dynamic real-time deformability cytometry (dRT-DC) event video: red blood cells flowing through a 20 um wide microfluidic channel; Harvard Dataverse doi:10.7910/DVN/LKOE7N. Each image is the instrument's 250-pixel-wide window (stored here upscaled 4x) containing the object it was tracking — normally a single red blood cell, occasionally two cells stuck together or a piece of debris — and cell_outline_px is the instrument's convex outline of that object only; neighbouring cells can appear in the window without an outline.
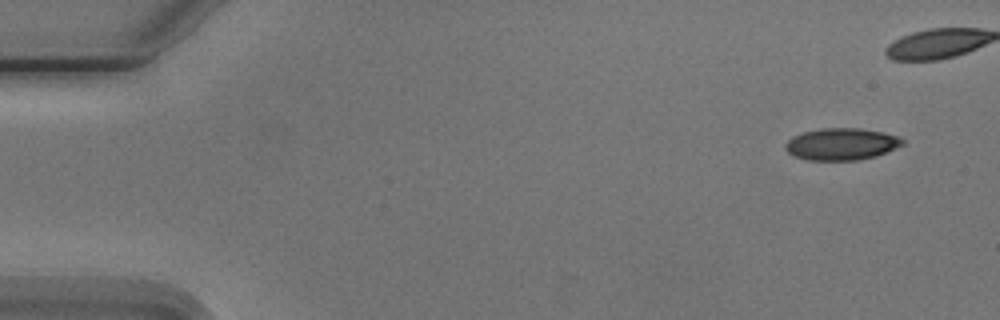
{"species": "Egyptian fruit bat (a non-hibernating species)", "species_latin": "Rousettus aegyptiacus", "temperature_condition": "cold", "stored_images_in_passage": 4, "camera_frame_rate_fps": 3000, "um_per_image_px": 0.085, "animal": {"sex": "male"}, "frame": {"image": 1, "passage_image": 1, "time_ms": 0.0, "image_size_px": [1000, 320], "cell_outline_px": [[904, 144], [876, 156], [856, 160], [808, 160], [792, 156], [784, 148], [784, 144], [792, 136], [804, 132], [820, 128], [860, 128], [884, 132], [900, 136], [904, 140]], "centroid_in_image_um": [71.51, 12.24], "position_along_channel_um": 13.5, "area_um2": 21.96}}